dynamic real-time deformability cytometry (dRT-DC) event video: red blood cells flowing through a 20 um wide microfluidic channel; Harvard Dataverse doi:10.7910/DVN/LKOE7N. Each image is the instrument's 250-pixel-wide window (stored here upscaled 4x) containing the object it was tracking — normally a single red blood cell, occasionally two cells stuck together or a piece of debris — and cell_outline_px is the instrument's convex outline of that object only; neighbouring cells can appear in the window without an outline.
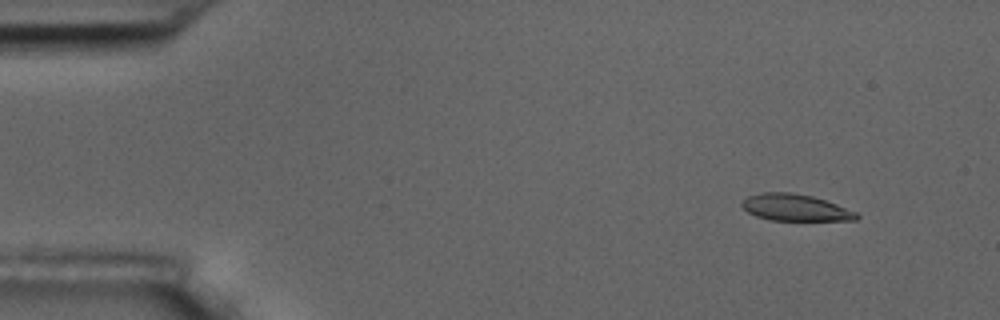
{"species": "common noctule bat (a hibernating species)", "species_latin": "Nyctalus noctula", "temperature_condition": "room temperature", "stored_images_in_passage": 5, "camera_frame_rate_fps": 3000, "um_per_image_px": 0.085, "animal": {"sex": "male", "body_mass_g": 17.5, "forearm_length_mm": 52.3}, "frame": {"image": 1, "passage_image": 2, "time_ms": 1.0, "image_size_px": [1000, 320], "cell_outline_px": [[860, 216], [856, 220], [768, 220], [756, 216], [748, 212], [740, 204], [748, 196], [764, 192], [788, 192], [812, 196], [836, 204], [856, 212]], "centroid_in_image_um": [67.58, 17.65], "position_along_channel_um": 17.4, "area_um2": 17.63}}
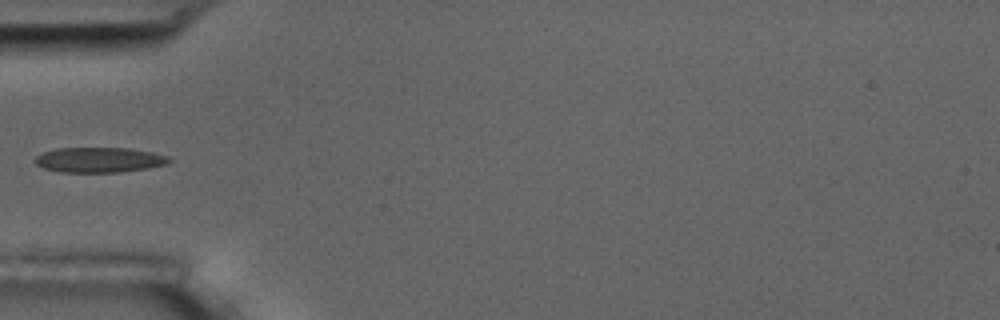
{"frame": {"image": 2, "passage_image": 5, "time_ms": 5.333, "image_size_px": [1000, 320], "cell_outline_px": [[172, 160], [168, 164], [148, 168], [120, 172], [60, 172], [44, 168], [36, 164], [36, 156], [44, 152], [56, 148], [128, 148], [152, 152], [168, 156]], "centroid_in_image_um": [8.47, 13.59], "position_along_channel_um": 76.5, "area_um2": 19.59}}